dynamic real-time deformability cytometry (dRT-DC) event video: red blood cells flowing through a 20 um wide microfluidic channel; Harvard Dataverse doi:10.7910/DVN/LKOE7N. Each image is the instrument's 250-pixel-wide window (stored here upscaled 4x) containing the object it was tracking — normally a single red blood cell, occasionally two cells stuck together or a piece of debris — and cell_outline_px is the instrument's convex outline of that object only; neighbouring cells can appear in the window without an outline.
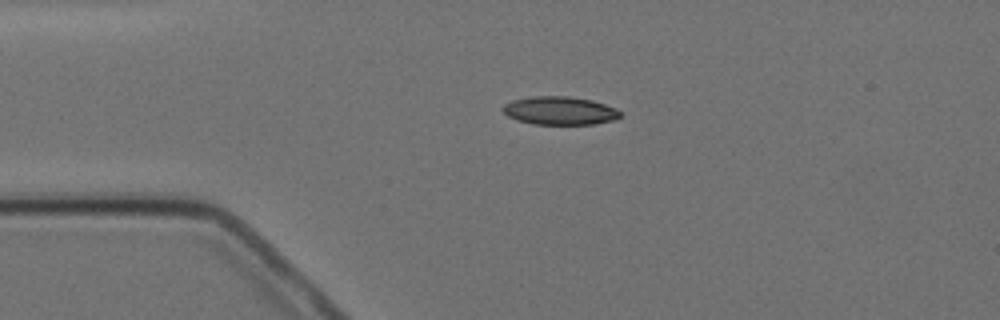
{"species": "Egyptian fruit bat (a non-hibernating species)", "species_latin": "Rousettus aegyptiacus", "temperature_condition": "cold", "stored_images_in_passage": 4, "camera_frame_rate_fps": 3000, "um_per_image_px": 0.085, "animal": {"sex": "female"}, "frame": {"image": 1, "passage_image": 2, "time_ms": 2.0, "image_size_px": [1000, 320], "cell_outline_px": [[620, 116], [612, 120], [596, 124], [532, 124], [516, 120], [508, 116], [500, 108], [504, 104], [512, 100], [532, 96], [568, 96], [592, 100], [616, 108], [620, 112]], "centroid_in_image_um": [47.54, 9.4], "position_along_channel_um": 37.5, "area_um2": 19.36}}
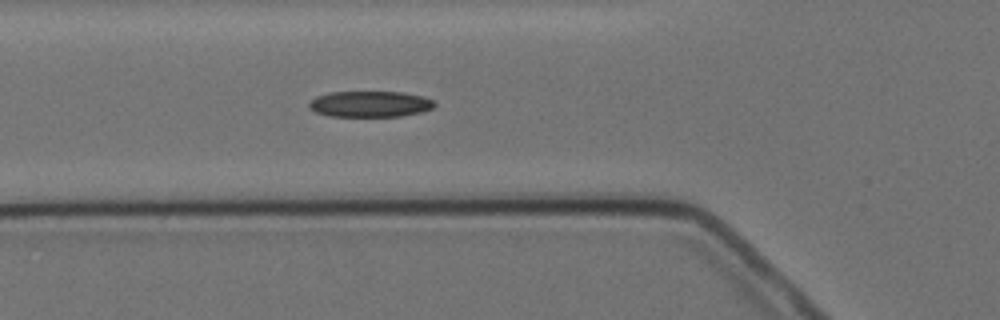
{"frame": {"image": 2, "passage_image": 4, "time_ms": 4.333, "image_size_px": [1000, 320], "cell_outline_px": [[436, 104], [432, 108], [420, 112], [400, 116], [328, 116], [316, 112], [308, 108], [308, 104], [316, 96], [328, 92], [404, 92], [424, 96], [432, 100]], "centroid_in_image_um": [31.43, 8.84], "position_along_channel_um": 94.4, "area_um2": 19.02}}